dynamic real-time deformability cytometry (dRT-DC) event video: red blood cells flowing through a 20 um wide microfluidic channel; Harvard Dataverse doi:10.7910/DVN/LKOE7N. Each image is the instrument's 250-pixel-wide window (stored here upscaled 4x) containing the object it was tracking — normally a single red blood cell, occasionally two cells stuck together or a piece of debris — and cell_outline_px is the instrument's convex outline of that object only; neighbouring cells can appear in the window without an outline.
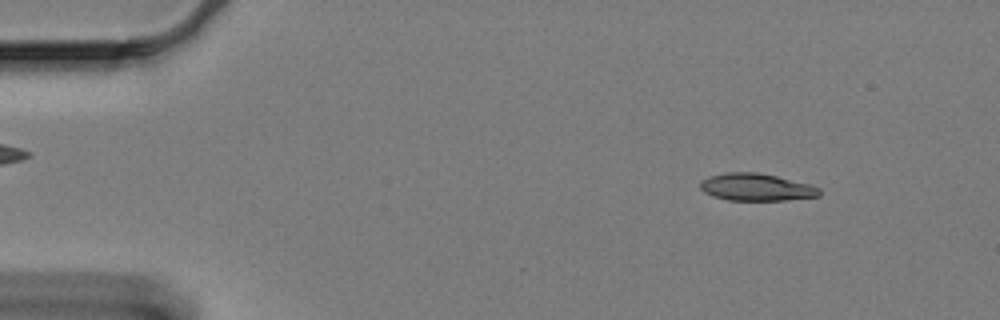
{"species": "Egyptian fruit bat (a non-hibernating species)", "species_latin": "Rousettus aegyptiacus", "temperature_condition": "cold", "stored_images_in_passage": 60, "camera_frame_rate_fps": 3000, "um_per_image_px": 0.085, "animal": {"sex": "female"}, "frame": {"image": 1, "passage_image": 7, "time_ms": 2.0, "image_size_px": [1000, 320], "cell_outline_px": [[820, 196], [784, 200], [728, 200], [712, 196], [704, 192], [700, 188], [700, 180], [708, 176], [724, 172], [756, 172], [776, 176], [812, 184], [820, 188]], "centroid_in_image_um": [64.27, 15.9], "position_along_channel_um": 20.7, "area_um2": 19.13}}
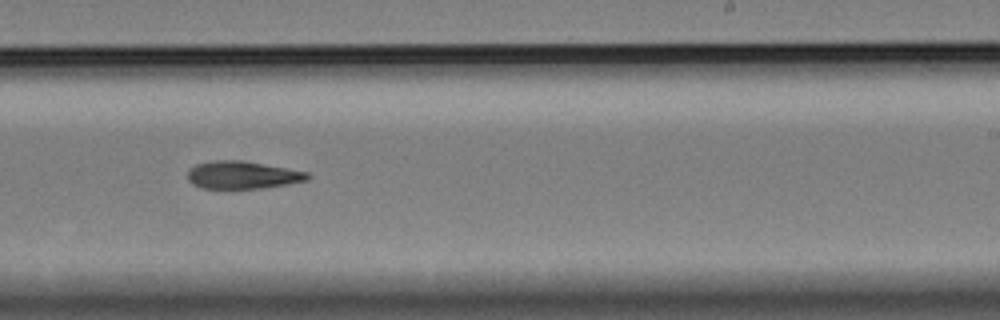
{"frame": {"image": 2, "passage_image": 37, "time_ms": 12.0, "image_size_px": [1000, 320], "cell_outline_px": [[312, 176], [308, 180], [288, 184], [264, 188], [200, 188], [192, 184], [188, 180], [188, 168], [196, 164], [216, 160], [240, 160], [308, 172]], "centroid_in_image_um": [20.6, 14.88], "position_along_channel_um": 268.4, "area_um2": 19.31}}
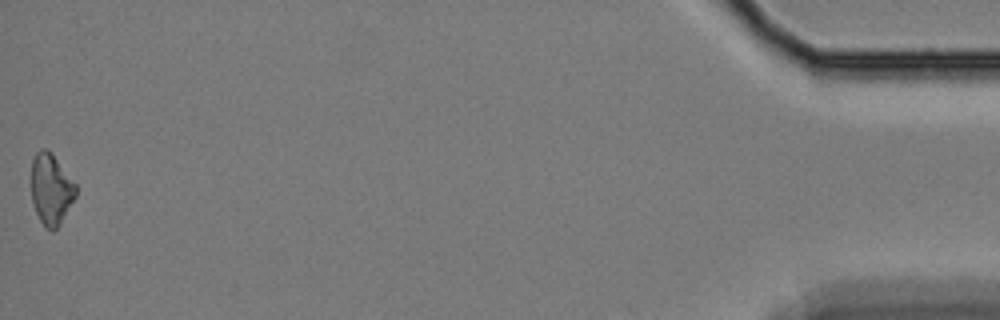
{"frame": {"image": 3, "passage_image": 60, "time_ms": 19.667, "image_size_px": [1000, 320], "cell_outline_px": [[76, 196], [60, 224], [52, 232], [44, 228], [36, 212], [32, 200], [32, 160], [36, 152], [40, 148], [44, 148], [52, 152], [76, 184]], "centroid_in_image_um": [4.34, 16.08], "position_along_channel_um": 430.9, "area_um2": 18.5}, "authors_computed_cell_mechanics": {"area_um2": 19.4208, "velocity_mm_per_s": 3.3127, "shape_relaxation_time_tau1_ms": 6.6178, "shape_relaxation_time_tau2_ms": null, "deformation_change_tau1": 0.1348, "deformation_change_tau2": null}}